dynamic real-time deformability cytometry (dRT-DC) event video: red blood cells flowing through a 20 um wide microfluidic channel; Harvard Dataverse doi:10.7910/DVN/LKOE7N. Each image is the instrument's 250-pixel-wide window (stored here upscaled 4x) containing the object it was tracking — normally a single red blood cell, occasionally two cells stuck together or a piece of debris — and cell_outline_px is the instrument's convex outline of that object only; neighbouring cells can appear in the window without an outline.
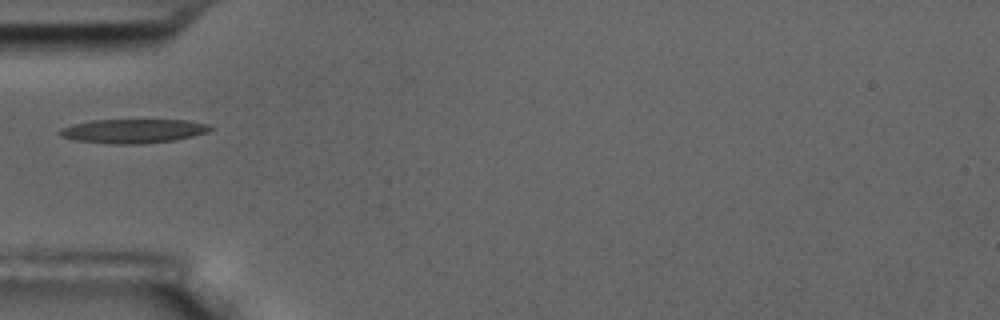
{"species": "common noctule bat (a hibernating species)", "species_latin": "Nyctalus noctula", "temperature_condition": "room temperature", "stored_images_in_passage": 1, "camera_frame_rate_fps": 3000, "um_per_image_px": 0.085, "animal": {"sex": "male", "body_mass_g": 17.5, "forearm_length_mm": 52.3}, "frame": {"image": 1, "passage_image": 1, "time_ms": 0.0, "image_size_px": [1000, 320], "cell_outline_px": [[212, 128], [208, 132], [176, 140], [140, 144], [112, 144], [76, 140], [60, 136], [56, 132], [60, 128], [72, 124], [92, 120], [188, 120], [208, 124]], "centroid_in_image_um": [11.29, 11.14], "position_along_channel_um": 73.7, "area_um2": 21.21}}